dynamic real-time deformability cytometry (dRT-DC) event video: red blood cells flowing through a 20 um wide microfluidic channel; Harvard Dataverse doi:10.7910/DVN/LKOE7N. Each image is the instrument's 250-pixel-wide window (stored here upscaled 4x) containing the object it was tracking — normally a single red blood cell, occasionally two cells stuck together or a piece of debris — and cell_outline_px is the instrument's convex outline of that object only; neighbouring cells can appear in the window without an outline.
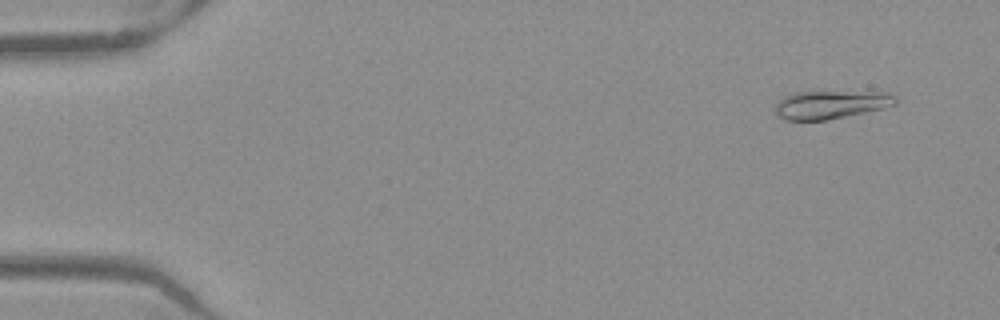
{"species": "Egyptian fruit bat (a non-hibernating species)", "species_latin": "Rousettus aegyptiacus", "temperature_condition": "warm", "stored_images_in_passage": 51, "camera_frame_rate_fps": 3000, "um_per_image_px": 0.085, "frame": {"image": 1, "passage_image": 4, "time_ms": 1.0, "image_size_px": [1000, 320], "cell_outline_px": [[896, 104], [884, 108], [828, 120], [788, 120], [780, 116], [776, 112], [776, 104], [784, 96], [796, 92], [888, 92], [896, 96]], "centroid_in_image_um": [70.66, 8.89], "position_along_channel_um": 14.3, "area_um2": 19.59}}
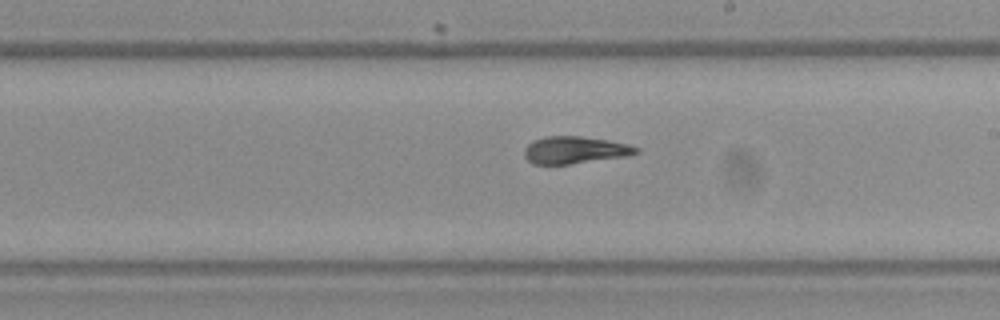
{"frame": {"image": 2, "passage_image": 30, "time_ms": 9.667, "image_size_px": [1000, 320], "cell_outline_px": [[640, 152], [628, 156], [568, 164], [532, 164], [524, 156], [524, 148], [532, 140], [544, 136], [580, 136], [608, 140], [628, 144], [640, 148]], "centroid_in_image_um": [48.86, 12.75], "position_along_channel_um": 240.1, "area_um2": 17.86}}
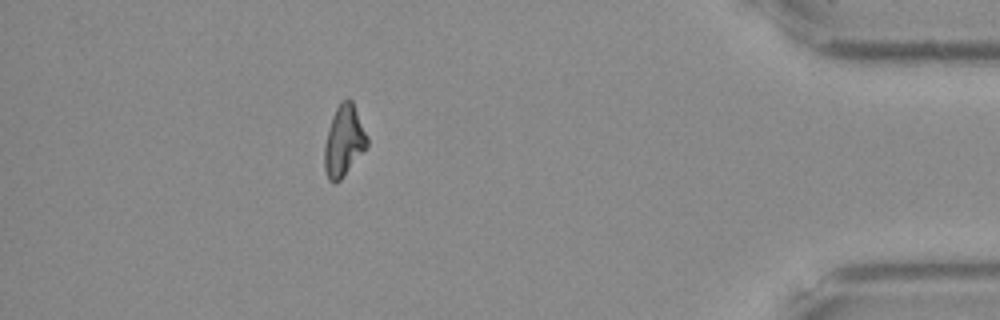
{"frame": {"image": 3, "passage_image": 46, "time_ms": 15.0, "image_size_px": [1000, 320], "cell_outline_px": [[368, 144], [340, 180], [336, 184], [332, 184], [328, 180], [324, 172], [324, 144], [332, 116], [340, 100], [348, 96], [352, 100], [368, 136]], "centroid_in_image_um": [29.2, 11.96], "position_along_channel_um": 406.0, "area_um2": 17.8}, "authors_computed_cell_mechanics": {"area_um2": 18.0914, "velocity_mm_per_s": 3.9805, "shape_relaxation_time_tau1_ms": 6.9706, "shape_relaxation_time_tau2_ms": 1.9566, "deformation_change_tau1": 0.2251, "deformation_change_tau2": 0.0771}}